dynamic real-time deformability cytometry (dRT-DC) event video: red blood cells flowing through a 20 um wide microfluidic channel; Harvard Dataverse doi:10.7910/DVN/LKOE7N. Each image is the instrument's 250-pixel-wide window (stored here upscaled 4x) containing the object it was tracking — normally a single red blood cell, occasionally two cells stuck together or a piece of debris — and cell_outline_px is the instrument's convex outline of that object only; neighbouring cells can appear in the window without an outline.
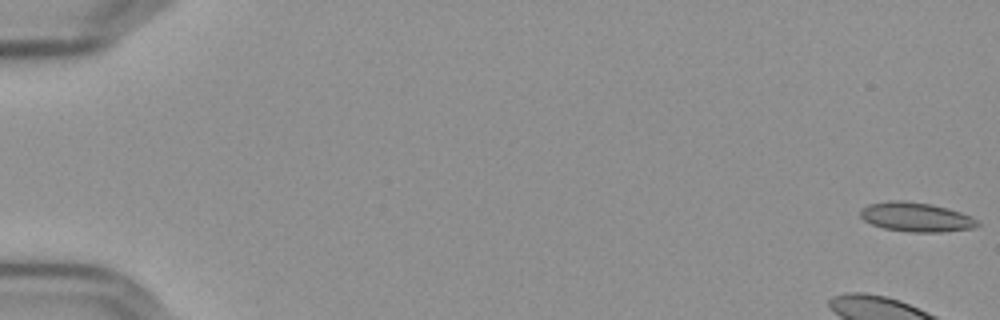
{"species": "Egyptian fruit bat (a non-hibernating species)", "species_latin": "Rousettus aegyptiacus", "temperature_condition": "cold", "stored_images_in_passage": 18, "camera_frame_rate_fps": 3000, "um_per_image_px": 0.085, "frame": {"image": 1, "passage_image": 1, "time_ms": 0.0, "image_size_px": [1000, 320], "cell_outline_px": [[980, 224], [972, 228], [940, 232], [908, 232], [884, 228], [872, 224], [864, 220], [860, 216], [860, 212], [868, 204], [888, 200], [904, 200], [932, 204], [948, 208], [972, 216]], "centroid_in_image_um": [77.86, 18.44], "position_along_channel_um": 7.1, "area_um2": 20.0}}